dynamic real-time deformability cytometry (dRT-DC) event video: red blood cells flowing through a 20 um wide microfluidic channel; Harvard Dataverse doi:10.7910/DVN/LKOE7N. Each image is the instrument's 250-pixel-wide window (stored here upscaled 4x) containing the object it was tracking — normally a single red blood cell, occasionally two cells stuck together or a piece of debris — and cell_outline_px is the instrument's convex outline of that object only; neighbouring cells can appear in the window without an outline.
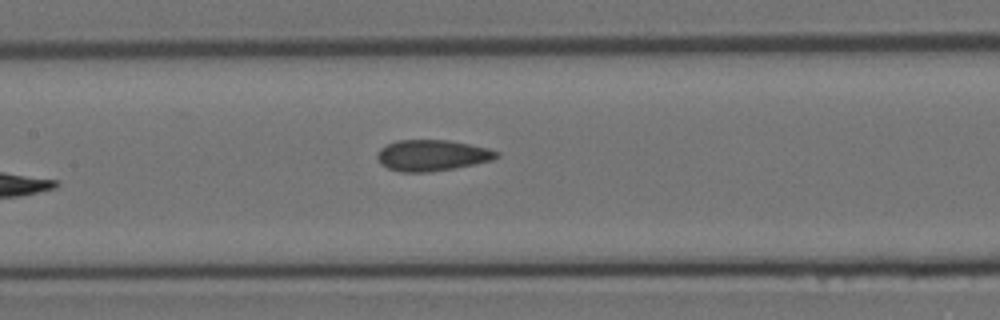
{"species": "Egyptian fruit bat (a non-hibernating species)", "species_latin": "Rousettus aegyptiacus", "temperature_condition": "room temperature", "stored_images_in_passage": 13, "camera_frame_rate_fps": 3000, "um_per_image_px": 0.085, "animal": {"sex": "female"}, "frame": {"image": 1, "passage_image": 13, "time_ms": 4.0, "image_size_px": [1000, 320], "cell_outline_px": [[500, 156], [492, 160], [452, 168], [428, 172], [400, 172], [388, 168], [380, 164], [376, 156], [376, 152], [380, 148], [396, 140], [448, 140], [488, 148], [500, 152]], "centroid_in_image_um": [36.69, 13.2], "position_along_channel_um": 170.7, "area_um2": 21.56}}